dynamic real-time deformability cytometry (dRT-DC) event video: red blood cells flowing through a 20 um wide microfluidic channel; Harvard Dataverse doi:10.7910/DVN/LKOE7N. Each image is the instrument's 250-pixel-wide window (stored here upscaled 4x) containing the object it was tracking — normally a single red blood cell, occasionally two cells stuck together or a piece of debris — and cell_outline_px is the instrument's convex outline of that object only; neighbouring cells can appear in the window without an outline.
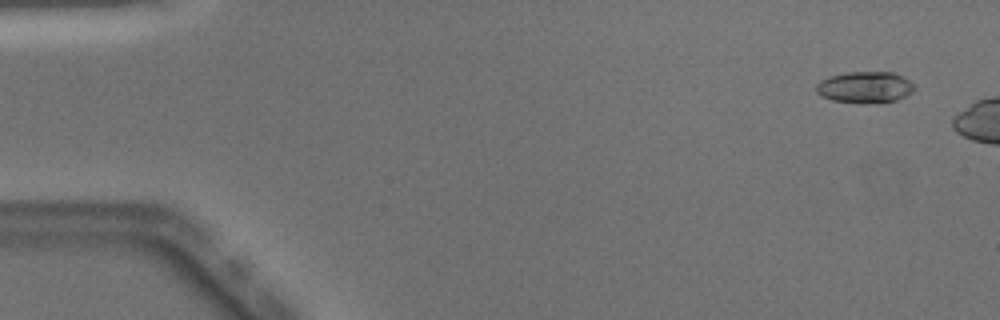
{"species": "Egyptian fruit bat (a non-hibernating species)", "species_latin": "Rousettus aegyptiacus", "temperature_condition": "warm", "stored_images_in_passage": 7, "camera_frame_rate_fps": 3000, "um_per_image_px": 0.085, "animal": {"sex": "male"}, "frame": {"image": 1, "passage_image": 3, "time_ms": 0.667, "image_size_px": [1000, 320], "cell_outline_px": [[916, 88], [912, 92], [896, 100], [860, 104], [832, 100], [820, 96], [816, 92], [816, 84], [820, 80], [828, 76], [848, 72], [892, 72], [904, 76]], "centroid_in_image_um": [73.48, 7.41], "position_along_channel_um": 11.5, "area_um2": 18.09}}